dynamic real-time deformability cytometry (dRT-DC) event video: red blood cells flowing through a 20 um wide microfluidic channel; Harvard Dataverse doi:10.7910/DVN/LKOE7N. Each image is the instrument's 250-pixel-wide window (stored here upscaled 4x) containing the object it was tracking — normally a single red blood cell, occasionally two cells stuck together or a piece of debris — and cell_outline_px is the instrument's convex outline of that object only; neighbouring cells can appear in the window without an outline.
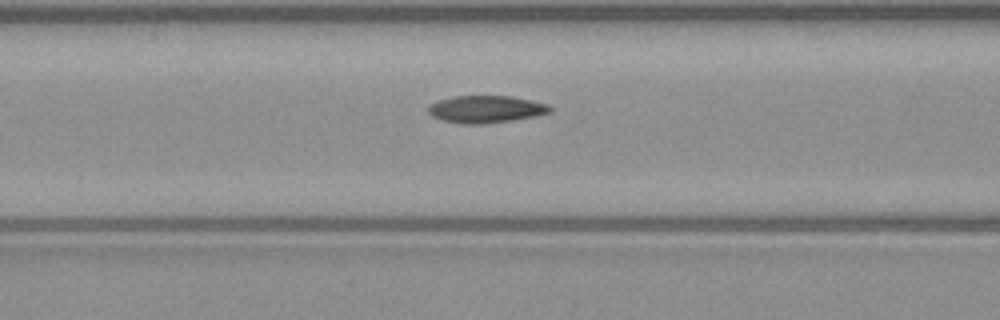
{"species": "common noctule bat (a hibernating species)", "species_latin": "Nyctalus noctula", "temperature_condition": "warm", "stored_images_in_passage": 49, "camera_frame_rate_fps": 3000, "um_per_image_px": 0.085, "animal": {"sex": "male", "body_mass_g": 23.1, "forearm_length_mm": 52.7}, "frame": {"image": 1, "passage_image": 19, "time_ms": 6.0, "image_size_px": [1000, 320], "cell_outline_px": [[552, 112], [536, 116], [512, 120], [484, 124], [460, 124], [444, 120], [432, 116], [428, 112], [428, 108], [436, 100], [452, 96], [512, 96], [532, 100], [548, 104], [552, 108]], "centroid_in_image_um": [41.32, 9.28], "position_along_channel_um": 125.3, "area_um2": 19.48}}
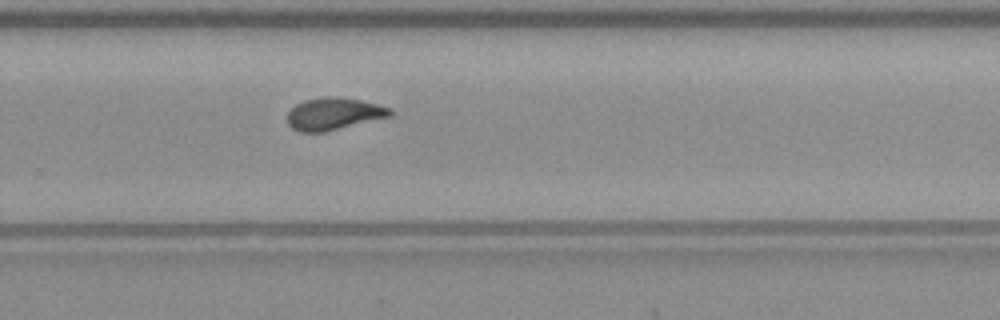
{"frame": {"image": 2, "passage_image": 32, "time_ms": 10.333, "image_size_px": [1000, 320], "cell_outline_px": [[392, 116], [324, 132], [300, 132], [292, 128], [288, 124], [288, 112], [296, 104], [304, 100], [324, 96], [336, 96], [360, 100], [392, 108]], "centroid_in_image_um": [28.37, 9.67], "position_along_channel_um": 301.4, "area_um2": 19.31}}
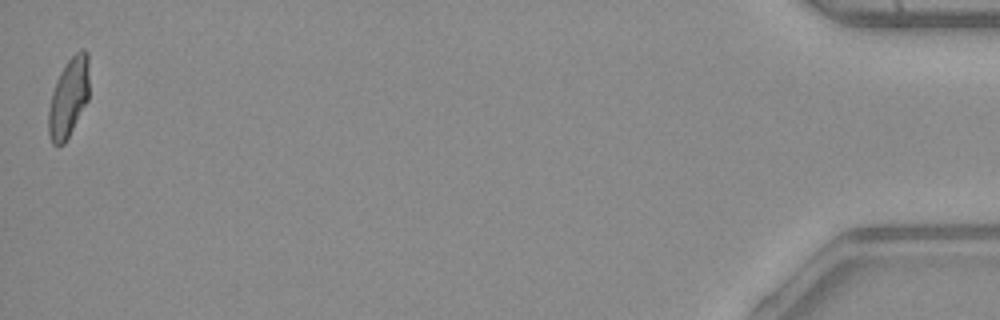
{"frame": {"image": 3, "passage_image": 49, "time_ms": 16.0, "image_size_px": [1000, 320], "cell_outline_px": [[88, 100], [64, 144], [52, 144], [48, 132], [48, 108], [52, 92], [56, 80], [60, 72], [68, 60], [76, 52], [84, 48], [88, 52]], "centroid_in_image_um": [5.82, 8.28], "position_along_channel_um": 429.4, "area_um2": 18.67}, "authors_computed_cell_mechanics": {"area_um2": 19.1318, "velocity_mm_per_s": 4.0724, "shape_relaxation_time_tau1_ms": 4.1371, "shape_relaxation_time_tau2_ms": 1.8546, "deformation_change_tau1": 0.1735, "deformation_change_tau2": 0.0857}}